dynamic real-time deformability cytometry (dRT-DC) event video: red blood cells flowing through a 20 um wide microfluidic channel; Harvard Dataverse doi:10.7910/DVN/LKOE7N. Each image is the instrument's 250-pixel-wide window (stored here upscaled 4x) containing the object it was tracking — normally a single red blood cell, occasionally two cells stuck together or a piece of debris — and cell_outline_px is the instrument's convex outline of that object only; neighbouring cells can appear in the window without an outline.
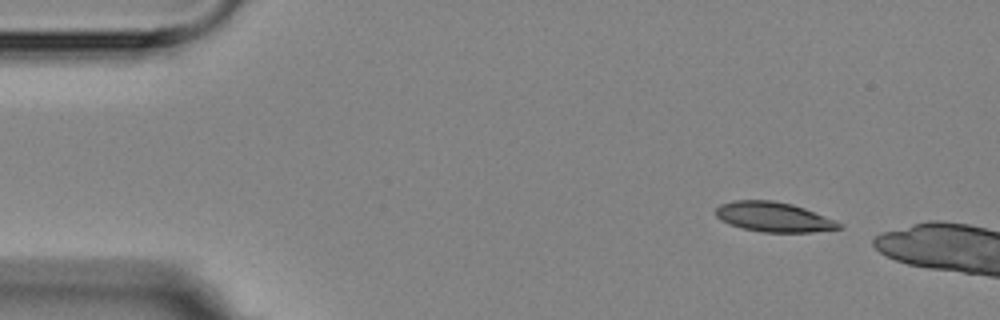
{"species": "Egyptian fruit bat (a non-hibernating species)", "species_latin": "Rousettus aegyptiacus", "temperature_condition": "room temperature", "stored_images_in_passage": 3, "camera_frame_rate_fps": 3000, "um_per_image_px": 0.085, "animal": {"sex": "female"}, "frame": {"image": 1, "passage_image": 1, "time_ms": 0.0, "image_size_px": [1000, 320], "cell_outline_px": [[844, 228], [812, 232], [760, 232], [728, 224], [720, 220], [716, 216], [716, 208], [720, 204], [732, 200], [772, 200], [792, 204], [804, 208], [836, 220], [844, 224]], "centroid_in_image_um": [65.78, 18.44], "position_along_channel_um": 19.2, "area_um2": 21.56}}